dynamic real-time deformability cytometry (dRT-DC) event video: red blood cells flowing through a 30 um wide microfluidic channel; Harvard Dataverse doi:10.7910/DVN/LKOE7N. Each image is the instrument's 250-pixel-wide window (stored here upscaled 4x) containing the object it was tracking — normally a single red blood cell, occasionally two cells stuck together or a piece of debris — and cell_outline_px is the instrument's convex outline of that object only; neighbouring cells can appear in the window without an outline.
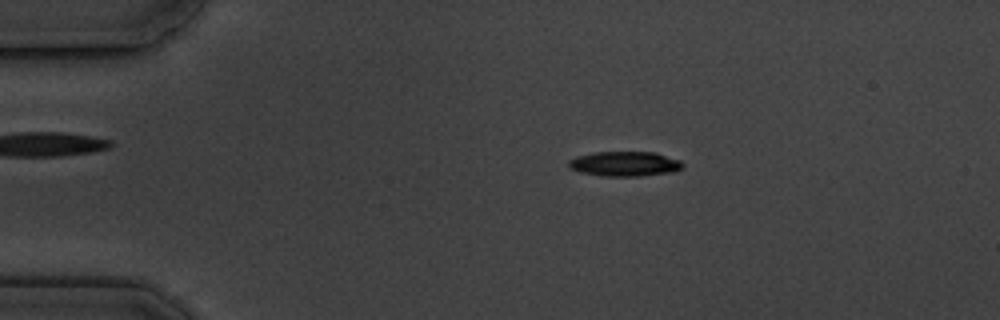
{"species": "common noctule bat (a hibernating species)", "species_latin": "Nyctalus noctula", "temperature_condition": "cold", "stored_images_in_passage": 4, "camera_frame_rate_fps": 3000, "um_per_image_px": 0.085, "animal": {"sex": "male", "body_mass_g": 19.5, "forearm_length_mm": 54.6}, "frame": {"image": 1, "passage_image": 2, "time_ms": 1.333, "image_size_px": [1000, 320], "cell_outline_px": [[684, 164], [676, 172], [640, 176], [604, 176], [580, 172], [568, 168], [568, 160], [576, 156], [592, 152], [656, 152], [680, 160]], "centroid_in_image_um": [53.09, 13.92], "position_along_channel_um": 31.9, "area_um2": 16.7}}